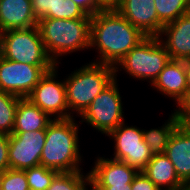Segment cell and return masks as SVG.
I'll list each match as a JSON object with an SVG mask.
<instances>
[{
  "label": "cell",
  "instance_id": "cell-21",
  "mask_svg": "<svg viewBox=\"0 0 190 190\" xmlns=\"http://www.w3.org/2000/svg\"><path fill=\"white\" fill-rule=\"evenodd\" d=\"M159 18V34L162 27L190 11V0H154Z\"/></svg>",
  "mask_w": 190,
  "mask_h": 190
},
{
  "label": "cell",
  "instance_id": "cell-34",
  "mask_svg": "<svg viewBox=\"0 0 190 190\" xmlns=\"http://www.w3.org/2000/svg\"><path fill=\"white\" fill-rule=\"evenodd\" d=\"M180 119V125L190 133V114H177Z\"/></svg>",
  "mask_w": 190,
  "mask_h": 190
},
{
  "label": "cell",
  "instance_id": "cell-16",
  "mask_svg": "<svg viewBox=\"0 0 190 190\" xmlns=\"http://www.w3.org/2000/svg\"><path fill=\"white\" fill-rule=\"evenodd\" d=\"M31 0H0V33L37 26Z\"/></svg>",
  "mask_w": 190,
  "mask_h": 190
},
{
  "label": "cell",
  "instance_id": "cell-28",
  "mask_svg": "<svg viewBox=\"0 0 190 190\" xmlns=\"http://www.w3.org/2000/svg\"><path fill=\"white\" fill-rule=\"evenodd\" d=\"M131 190H160L146 175L142 172L133 178Z\"/></svg>",
  "mask_w": 190,
  "mask_h": 190
},
{
  "label": "cell",
  "instance_id": "cell-36",
  "mask_svg": "<svg viewBox=\"0 0 190 190\" xmlns=\"http://www.w3.org/2000/svg\"><path fill=\"white\" fill-rule=\"evenodd\" d=\"M5 171L0 170V190L2 189L3 175Z\"/></svg>",
  "mask_w": 190,
  "mask_h": 190
},
{
  "label": "cell",
  "instance_id": "cell-29",
  "mask_svg": "<svg viewBox=\"0 0 190 190\" xmlns=\"http://www.w3.org/2000/svg\"><path fill=\"white\" fill-rule=\"evenodd\" d=\"M49 2L50 0H31L33 14L37 20L49 13Z\"/></svg>",
  "mask_w": 190,
  "mask_h": 190
},
{
  "label": "cell",
  "instance_id": "cell-30",
  "mask_svg": "<svg viewBox=\"0 0 190 190\" xmlns=\"http://www.w3.org/2000/svg\"><path fill=\"white\" fill-rule=\"evenodd\" d=\"M76 3L87 15L92 16L102 10L97 0H71Z\"/></svg>",
  "mask_w": 190,
  "mask_h": 190
},
{
  "label": "cell",
  "instance_id": "cell-17",
  "mask_svg": "<svg viewBox=\"0 0 190 190\" xmlns=\"http://www.w3.org/2000/svg\"><path fill=\"white\" fill-rule=\"evenodd\" d=\"M165 155L173 163L179 179L190 184V133L181 125L171 135Z\"/></svg>",
  "mask_w": 190,
  "mask_h": 190
},
{
  "label": "cell",
  "instance_id": "cell-37",
  "mask_svg": "<svg viewBox=\"0 0 190 190\" xmlns=\"http://www.w3.org/2000/svg\"><path fill=\"white\" fill-rule=\"evenodd\" d=\"M186 190H190V184L186 186Z\"/></svg>",
  "mask_w": 190,
  "mask_h": 190
},
{
  "label": "cell",
  "instance_id": "cell-13",
  "mask_svg": "<svg viewBox=\"0 0 190 190\" xmlns=\"http://www.w3.org/2000/svg\"><path fill=\"white\" fill-rule=\"evenodd\" d=\"M115 9L144 35H159V18L154 0H121Z\"/></svg>",
  "mask_w": 190,
  "mask_h": 190
},
{
  "label": "cell",
  "instance_id": "cell-33",
  "mask_svg": "<svg viewBox=\"0 0 190 190\" xmlns=\"http://www.w3.org/2000/svg\"><path fill=\"white\" fill-rule=\"evenodd\" d=\"M121 0H97L98 5L102 9H115Z\"/></svg>",
  "mask_w": 190,
  "mask_h": 190
},
{
  "label": "cell",
  "instance_id": "cell-27",
  "mask_svg": "<svg viewBox=\"0 0 190 190\" xmlns=\"http://www.w3.org/2000/svg\"><path fill=\"white\" fill-rule=\"evenodd\" d=\"M10 169L9 164V135L0 132V170Z\"/></svg>",
  "mask_w": 190,
  "mask_h": 190
},
{
  "label": "cell",
  "instance_id": "cell-14",
  "mask_svg": "<svg viewBox=\"0 0 190 190\" xmlns=\"http://www.w3.org/2000/svg\"><path fill=\"white\" fill-rule=\"evenodd\" d=\"M89 171L90 186L132 184L138 171L126 163L112 158L98 157Z\"/></svg>",
  "mask_w": 190,
  "mask_h": 190
},
{
  "label": "cell",
  "instance_id": "cell-2",
  "mask_svg": "<svg viewBox=\"0 0 190 190\" xmlns=\"http://www.w3.org/2000/svg\"><path fill=\"white\" fill-rule=\"evenodd\" d=\"M75 118L53 119L46 128L40 165L58 172L82 171L78 129Z\"/></svg>",
  "mask_w": 190,
  "mask_h": 190
},
{
  "label": "cell",
  "instance_id": "cell-32",
  "mask_svg": "<svg viewBox=\"0 0 190 190\" xmlns=\"http://www.w3.org/2000/svg\"><path fill=\"white\" fill-rule=\"evenodd\" d=\"M94 190H131V184L113 185V186H90Z\"/></svg>",
  "mask_w": 190,
  "mask_h": 190
},
{
  "label": "cell",
  "instance_id": "cell-6",
  "mask_svg": "<svg viewBox=\"0 0 190 190\" xmlns=\"http://www.w3.org/2000/svg\"><path fill=\"white\" fill-rule=\"evenodd\" d=\"M0 55L8 60L35 66H56L46 52L38 26L1 32Z\"/></svg>",
  "mask_w": 190,
  "mask_h": 190
},
{
  "label": "cell",
  "instance_id": "cell-20",
  "mask_svg": "<svg viewBox=\"0 0 190 190\" xmlns=\"http://www.w3.org/2000/svg\"><path fill=\"white\" fill-rule=\"evenodd\" d=\"M179 125L180 119L174 110L162 126L150 130L142 129L144 141L153 155L165 154L169 139Z\"/></svg>",
  "mask_w": 190,
  "mask_h": 190
},
{
  "label": "cell",
  "instance_id": "cell-10",
  "mask_svg": "<svg viewBox=\"0 0 190 190\" xmlns=\"http://www.w3.org/2000/svg\"><path fill=\"white\" fill-rule=\"evenodd\" d=\"M59 64L46 72L35 85L31 94L27 97L34 105L38 106L53 119L70 118L69 107L66 98L64 79L58 80Z\"/></svg>",
  "mask_w": 190,
  "mask_h": 190
},
{
  "label": "cell",
  "instance_id": "cell-1",
  "mask_svg": "<svg viewBox=\"0 0 190 190\" xmlns=\"http://www.w3.org/2000/svg\"><path fill=\"white\" fill-rule=\"evenodd\" d=\"M145 37L116 9H102L91 16L90 49H97L100 57L94 63L115 67Z\"/></svg>",
  "mask_w": 190,
  "mask_h": 190
},
{
  "label": "cell",
  "instance_id": "cell-8",
  "mask_svg": "<svg viewBox=\"0 0 190 190\" xmlns=\"http://www.w3.org/2000/svg\"><path fill=\"white\" fill-rule=\"evenodd\" d=\"M107 136L114 139V160L122 161L128 166L142 172L153 154L144 141L143 131L136 126H127L125 121Z\"/></svg>",
  "mask_w": 190,
  "mask_h": 190
},
{
  "label": "cell",
  "instance_id": "cell-26",
  "mask_svg": "<svg viewBox=\"0 0 190 190\" xmlns=\"http://www.w3.org/2000/svg\"><path fill=\"white\" fill-rule=\"evenodd\" d=\"M1 190H30L25 171L5 170Z\"/></svg>",
  "mask_w": 190,
  "mask_h": 190
},
{
  "label": "cell",
  "instance_id": "cell-22",
  "mask_svg": "<svg viewBox=\"0 0 190 190\" xmlns=\"http://www.w3.org/2000/svg\"><path fill=\"white\" fill-rule=\"evenodd\" d=\"M83 173V171L59 172L47 190H87L90 186V174Z\"/></svg>",
  "mask_w": 190,
  "mask_h": 190
},
{
  "label": "cell",
  "instance_id": "cell-3",
  "mask_svg": "<svg viewBox=\"0 0 190 190\" xmlns=\"http://www.w3.org/2000/svg\"><path fill=\"white\" fill-rule=\"evenodd\" d=\"M37 26L46 52L55 64L61 63L59 57L90 49L91 18H41Z\"/></svg>",
  "mask_w": 190,
  "mask_h": 190
},
{
  "label": "cell",
  "instance_id": "cell-15",
  "mask_svg": "<svg viewBox=\"0 0 190 190\" xmlns=\"http://www.w3.org/2000/svg\"><path fill=\"white\" fill-rule=\"evenodd\" d=\"M162 95L175 100L176 104L187 95L186 61L170 60L151 84Z\"/></svg>",
  "mask_w": 190,
  "mask_h": 190
},
{
  "label": "cell",
  "instance_id": "cell-9",
  "mask_svg": "<svg viewBox=\"0 0 190 190\" xmlns=\"http://www.w3.org/2000/svg\"><path fill=\"white\" fill-rule=\"evenodd\" d=\"M55 66H35L0 55V91L27 98L35 85Z\"/></svg>",
  "mask_w": 190,
  "mask_h": 190
},
{
  "label": "cell",
  "instance_id": "cell-31",
  "mask_svg": "<svg viewBox=\"0 0 190 190\" xmlns=\"http://www.w3.org/2000/svg\"><path fill=\"white\" fill-rule=\"evenodd\" d=\"M176 114H190V90L175 109Z\"/></svg>",
  "mask_w": 190,
  "mask_h": 190
},
{
  "label": "cell",
  "instance_id": "cell-4",
  "mask_svg": "<svg viewBox=\"0 0 190 190\" xmlns=\"http://www.w3.org/2000/svg\"><path fill=\"white\" fill-rule=\"evenodd\" d=\"M115 79L114 67L90 62L69 74L65 81L70 118L80 117L102 90Z\"/></svg>",
  "mask_w": 190,
  "mask_h": 190
},
{
  "label": "cell",
  "instance_id": "cell-11",
  "mask_svg": "<svg viewBox=\"0 0 190 190\" xmlns=\"http://www.w3.org/2000/svg\"><path fill=\"white\" fill-rule=\"evenodd\" d=\"M46 130L12 132L9 135L10 169L25 170L40 165Z\"/></svg>",
  "mask_w": 190,
  "mask_h": 190
},
{
  "label": "cell",
  "instance_id": "cell-5",
  "mask_svg": "<svg viewBox=\"0 0 190 190\" xmlns=\"http://www.w3.org/2000/svg\"><path fill=\"white\" fill-rule=\"evenodd\" d=\"M170 60V55L159 38L146 36L117 63L114 67L115 76L123 68L130 78L146 80L152 84Z\"/></svg>",
  "mask_w": 190,
  "mask_h": 190
},
{
  "label": "cell",
  "instance_id": "cell-25",
  "mask_svg": "<svg viewBox=\"0 0 190 190\" xmlns=\"http://www.w3.org/2000/svg\"><path fill=\"white\" fill-rule=\"evenodd\" d=\"M30 190H47L54 177L59 173L42 165L25 169Z\"/></svg>",
  "mask_w": 190,
  "mask_h": 190
},
{
  "label": "cell",
  "instance_id": "cell-24",
  "mask_svg": "<svg viewBox=\"0 0 190 190\" xmlns=\"http://www.w3.org/2000/svg\"><path fill=\"white\" fill-rule=\"evenodd\" d=\"M44 18L77 19L91 18L71 0H50L49 13Z\"/></svg>",
  "mask_w": 190,
  "mask_h": 190
},
{
  "label": "cell",
  "instance_id": "cell-19",
  "mask_svg": "<svg viewBox=\"0 0 190 190\" xmlns=\"http://www.w3.org/2000/svg\"><path fill=\"white\" fill-rule=\"evenodd\" d=\"M53 119L34 105L29 99L21 98L17 105L12 132L46 130Z\"/></svg>",
  "mask_w": 190,
  "mask_h": 190
},
{
  "label": "cell",
  "instance_id": "cell-35",
  "mask_svg": "<svg viewBox=\"0 0 190 190\" xmlns=\"http://www.w3.org/2000/svg\"><path fill=\"white\" fill-rule=\"evenodd\" d=\"M186 81H187V90H190V60H186Z\"/></svg>",
  "mask_w": 190,
  "mask_h": 190
},
{
  "label": "cell",
  "instance_id": "cell-18",
  "mask_svg": "<svg viewBox=\"0 0 190 190\" xmlns=\"http://www.w3.org/2000/svg\"><path fill=\"white\" fill-rule=\"evenodd\" d=\"M160 190H186L165 154H155L142 171Z\"/></svg>",
  "mask_w": 190,
  "mask_h": 190
},
{
  "label": "cell",
  "instance_id": "cell-23",
  "mask_svg": "<svg viewBox=\"0 0 190 190\" xmlns=\"http://www.w3.org/2000/svg\"><path fill=\"white\" fill-rule=\"evenodd\" d=\"M21 98L0 91V132L12 134L18 102Z\"/></svg>",
  "mask_w": 190,
  "mask_h": 190
},
{
  "label": "cell",
  "instance_id": "cell-12",
  "mask_svg": "<svg viewBox=\"0 0 190 190\" xmlns=\"http://www.w3.org/2000/svg\"><path fill=\"white\" fill-rule=\"evenodd\" d=\"M157 37L168 51L171 60H190V11L164 25Z\"/></svg>",
  "mask_w": 190,
  "mask_h": 190
},
{
  "label": "cell",
  "instance_id": "cell-7",
  "mask_svg": "<svg viewBox=\"0 0 190 190\" xmlns=\"http://www.w3.org/2000/svg\"><path fill=\"white\" fill-rule=\"evenodd\" d=\"M117 82V76H115V79L102 90L80 116L81 123L90 124L96 131L106 136L125 121Z\"/></svg>",
  "mask_w": 190,
  "mask_h": 190
}]
</instances>
